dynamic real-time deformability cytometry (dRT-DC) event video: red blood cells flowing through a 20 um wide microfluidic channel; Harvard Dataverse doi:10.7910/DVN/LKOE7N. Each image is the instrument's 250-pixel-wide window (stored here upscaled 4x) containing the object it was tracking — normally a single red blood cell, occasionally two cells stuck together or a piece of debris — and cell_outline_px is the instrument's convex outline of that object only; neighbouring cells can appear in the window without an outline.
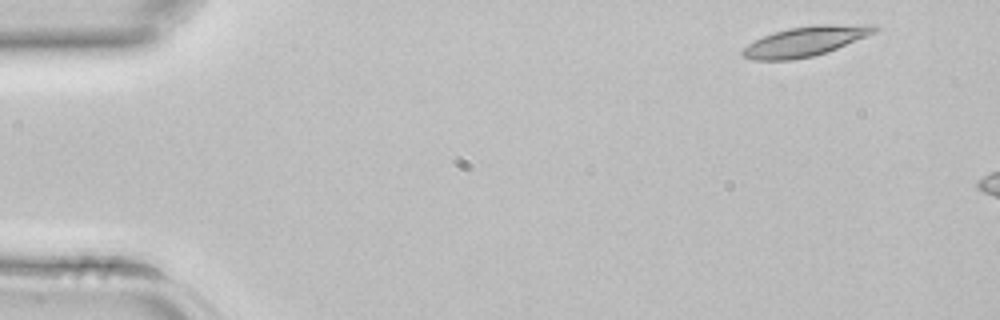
{"species": "common noctule bat (a hibernating species)", "species_latin": "Nyctalus noctula", "temperature_condition": "room temperature", "stored_images_in_passage": 3, "camera_frame_rate_fps": 3000, "um_per_image_px": 0.085, "animal": {"sex": "female", "body_mass_g": 22.7, "forearm_length_mm": 54.2}, "frame": {"image": 1, "passage_image": 1, "time_ms": 0.0, "image_size_px": [1000, 320], "cell_outline_px": [[880, 28], [876, 32], [828, 52], [812, 56], [792, 60], [752, 60], [740, 56], [740, 52], [748, 44], [764, 36], [788, 28], [820, 24], [876, 24]], "centroid_in_image_um": [68.48, 3.51], "position_along_channel_um": 16.5, "area_um2": 23.0}}